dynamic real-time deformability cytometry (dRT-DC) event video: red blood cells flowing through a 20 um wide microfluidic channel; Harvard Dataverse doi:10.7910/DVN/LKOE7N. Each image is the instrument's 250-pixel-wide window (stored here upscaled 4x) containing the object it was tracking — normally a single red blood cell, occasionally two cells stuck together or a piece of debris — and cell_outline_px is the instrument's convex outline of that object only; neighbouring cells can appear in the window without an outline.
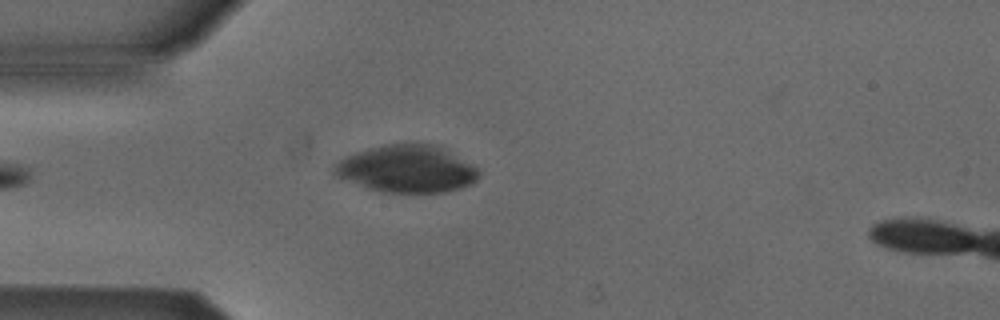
{"species": "Egyptian fruit bat (a non-hibernating species)", "species_latin": "Rousettus aegyptiacus", "temperature_condition": "cold", "stored_images_in_passage": 2, "camera_frame_rate_fps": 3000, "um_per_image_px": 0.085, "animal": {"sex": "male"}, "frame": {"image": 1, "passage_image": 1, "time_ms": 0.0, "image_size_px": [1000, 320], "cell_outline_px": [[480, 176], [472, 184], [460, 188], [444, 192], [380, 192], [340, 180], [332, 176], [332, 164], [344, 156], [368, 148], [384, 144], [440, 144], [472, 164], [480, 172]], "centroid_in_image_um": [34.52, 14.35], "position_along_channel_um": 50.5, "area_um2": 40.63}}